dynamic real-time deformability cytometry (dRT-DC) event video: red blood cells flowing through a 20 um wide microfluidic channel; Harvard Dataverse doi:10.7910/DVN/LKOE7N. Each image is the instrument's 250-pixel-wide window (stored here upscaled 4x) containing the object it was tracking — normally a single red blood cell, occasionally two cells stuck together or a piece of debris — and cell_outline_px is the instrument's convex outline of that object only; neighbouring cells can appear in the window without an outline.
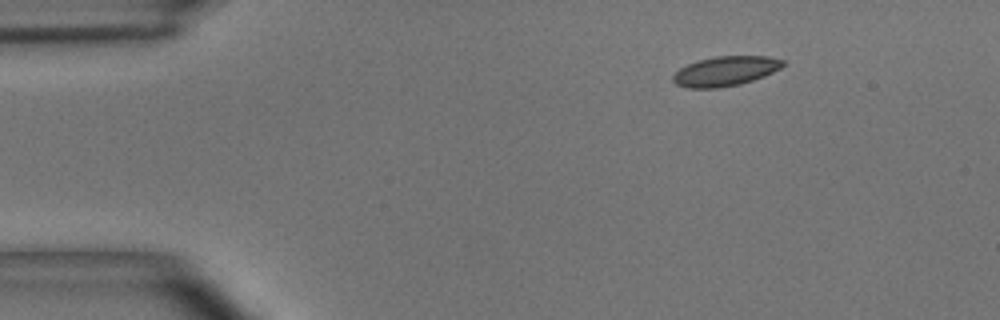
{"species": "common noctule bat (a hibernating species)", "species_latin": "Nyctalus noctula", "temperature_condition": "room temperature", "stored_images_in_passage": 48, "camera_frame_rate_fps": 3000, "um_per_image_px": 0.085, "animal": {"sex": "male", "body_mass_g": 15.6}, "frame": {"image": 1, "passage_image": 1, "time_ms": 0.0, "image_size_px": [1000, 320], "cell_outline_px": [[784, 64], [780, 68], [764, 76], [740, 84], [716, 88], [688, 88], [676, 84], [672, 80], [672, 76], [680, 68], [696, 60], [716, 56], [768, 56], [784, 60]], "centroid_in_image_um": [61.64, 6.04], "position_along_channel_um": 23.4, "area_um2": 18.96}}
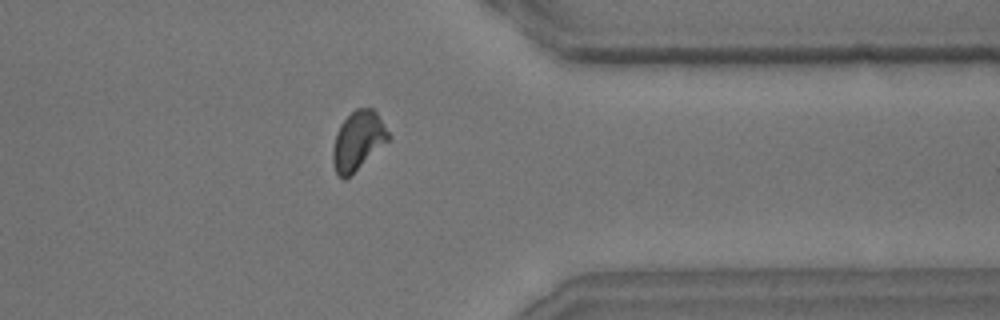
{"frame": {"image": 2, "passage_image": 37, "time_ms": 12.0, "image_size_px": [1000, 320], "cell_outline_px": [[392, 136], [388, 140], [344, 180], [336, 172], [332, 164], [332, 148], [336, 132], [340, 124], [356, 108], [372, 108], [376, 112]], "centroid_in_image_um": [30.4, 11.93], "position_along_channel_um": 381.0, "area_um2": 18.73}}
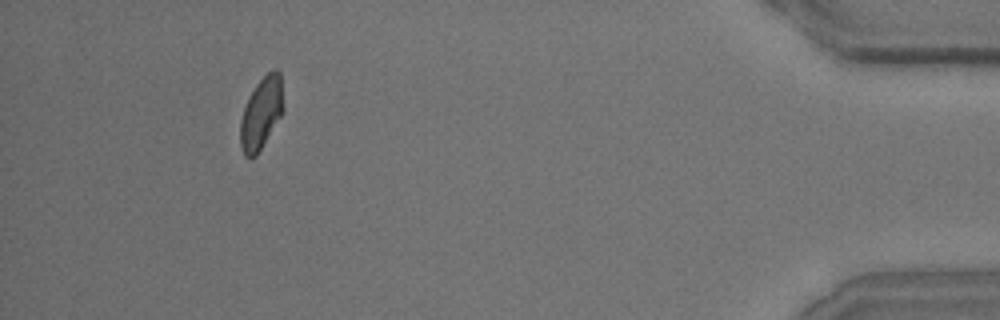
{"frame": {"image": 3, "passage_image": 44, "time_ms": 14.333, "image_size_px": [1000, 320], "cell_outline_px": [[284, 112], [256, 156], [244, 156], [240, 148], [240, 120], [248, 96], [256, 84], [272, 68], [276, 68], [280, 72], [284, 108]], "centroid_in_image_um": [22.22, 9.6], "position_along_channel_um": 413.0, "area_um2": 18.21}, "authors_computed_cell_mechanics": {"area_um2": 19.0451, "velocity_mm_per_s": 3.6427, "shape_relaxation_time_tau1_ms": 5.0853, "shape_relaxation_time_tau2_ms": 1.7642, "deformation_change_tau1": 0.1003, "deformation_change_tau2": 0.0631}}